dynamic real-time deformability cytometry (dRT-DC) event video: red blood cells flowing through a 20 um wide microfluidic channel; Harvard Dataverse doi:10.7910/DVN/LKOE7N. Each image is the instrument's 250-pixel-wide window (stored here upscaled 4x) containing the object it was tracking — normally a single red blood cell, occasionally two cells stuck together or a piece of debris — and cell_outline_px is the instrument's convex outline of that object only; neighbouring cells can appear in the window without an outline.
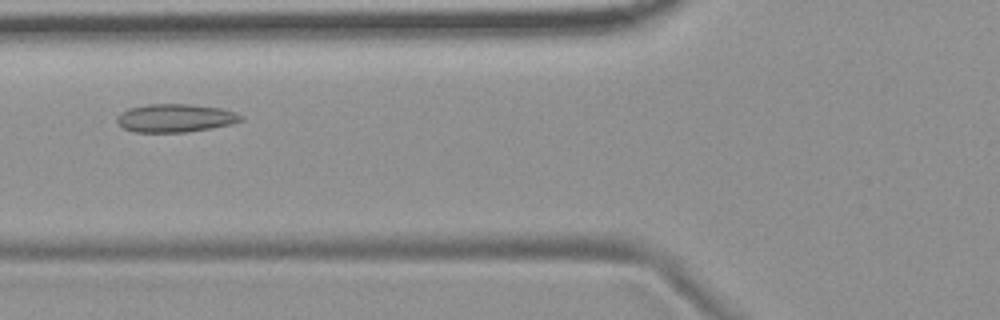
{"species": "common noctule bat (a hibernating species)", "species_latin": "Nyctalus noctula", "temperature_condition": "room temperature", "stored_images_in_passage": 48, "camera_frame_rate_fps": 3000, "um_per_image_px": 0.085, "animal": {"sex": "female", "body_mass_g": 19.9}, "frame": {"image": 1, "passage_image": 14, "time_ms": 4.333, "image_size_px": [1000, 320], "cell_outline_px": [[244, 120], [232, 124], [212, 128], [184, 132], [136, 132], [124, 128], [116, 120], [116, 116], [120, 112], [128, 108], [148, 104], [192, 104], [220, 108], [236, 112], [244, 116]], "centroid_in_image_um": [14.92, 10.03], "position_along_channel_um": 110.9, "area_um2": 20.52}, "authors_computed_cell_mechanics": {"area_um2": 19.9988, "velocity_mm_per_s": 3.6619, "shape_relaxation_time_tau1_ms": null, "shape_relaxation_time_tau2_ms": 1.8555, "deformation_change_tau1": null, "deformation_change_tau2": 0.0584}}